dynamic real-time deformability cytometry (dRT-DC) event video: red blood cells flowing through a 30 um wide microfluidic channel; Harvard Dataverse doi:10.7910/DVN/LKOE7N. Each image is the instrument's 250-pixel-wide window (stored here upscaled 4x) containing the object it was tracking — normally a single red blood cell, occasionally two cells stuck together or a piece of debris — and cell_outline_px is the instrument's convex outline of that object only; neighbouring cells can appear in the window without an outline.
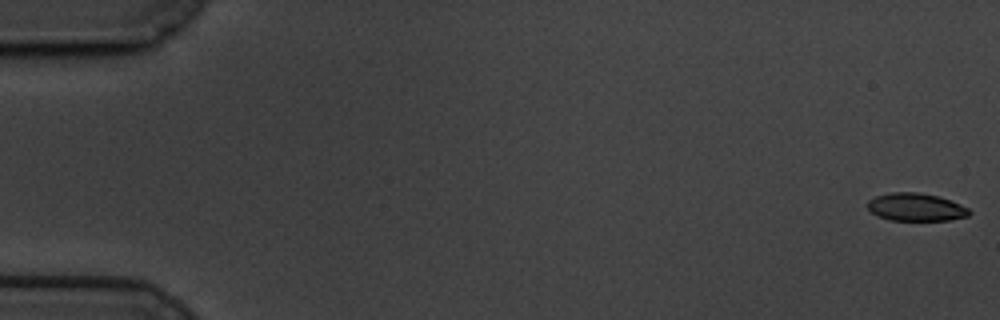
{"species": "common noctule bat (a hibernating species)", "species_latin": "Nyctalus noctula", "temperature_condition": "cold", "stored_images_in_passage": 17, "camera_frame_rate_fps": 3000, "um_per_image_px": 0.085, "animal": {"sex": "male", "body_mass_g": 19.5, "forearm_length_mm": 54.6}, "frame": {"image": 1, "passage_image": 1, "time_ms": 0.0, "image_size_px": [1000, 320], "cell_outline_px": [[972, 212], [968, 216], [948, 220], [888, 220], [872, 212], [868, 208], [868, 200], [876, 196], [892, 192], [916, 192], [936, 196], [960, 204], [968, 208]], "centroid_in_image_um": [77.85, 17.61], "position_along_channel_um": 7.1, "area_um2": 16.24}}
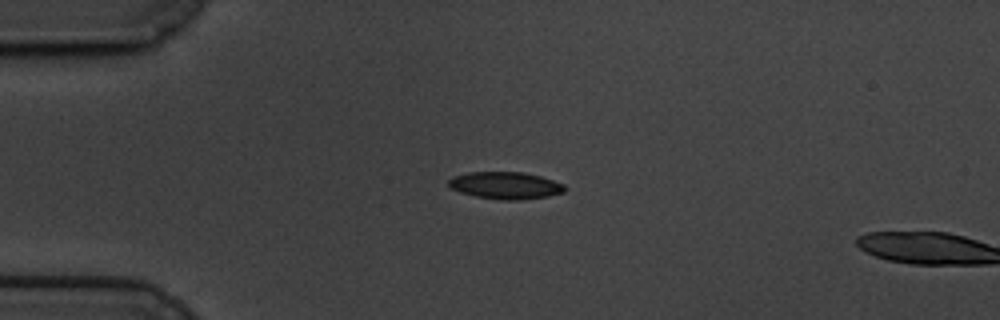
{"frame": {"image": 2, "passage_image": 15, "time_ms": 4.667, "image_size_px": [1000, 320], "cell_outline_px": [[564, 192], [548, 196], [520, 200], [500, 200], [476, 196], [460, 192], [452, 188], [448, 184], [448, 180], [452, 176], [468, 172], [524, 172], [540, 176], [564, 184]], "centroid_in_image_um": [42.94, 15.76], "position_along_channel_um": 42.1, "area_um2": 18.32}}